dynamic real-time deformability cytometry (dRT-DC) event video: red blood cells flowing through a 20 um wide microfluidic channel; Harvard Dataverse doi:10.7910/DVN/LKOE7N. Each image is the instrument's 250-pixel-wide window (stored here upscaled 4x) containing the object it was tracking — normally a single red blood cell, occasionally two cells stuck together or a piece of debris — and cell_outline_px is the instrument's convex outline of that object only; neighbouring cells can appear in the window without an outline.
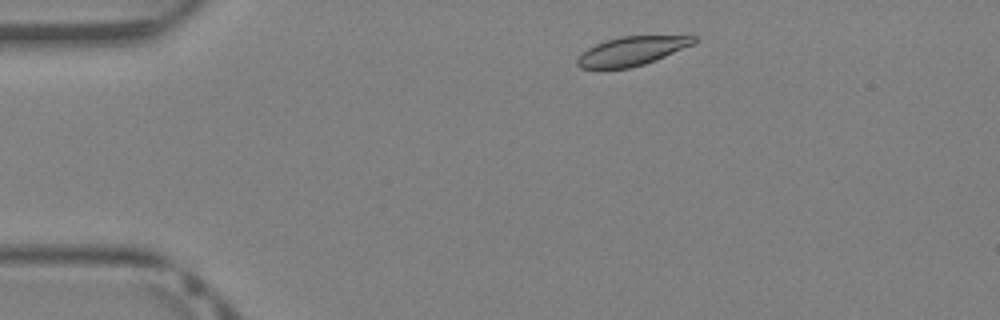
{"species": "Egyptian fruit bat (a non-hibernating species)", "species_latin": "Rousettus aegyptiacus", "temperature_condition": "warm", "stored_images_in_passage": 34, "camera_frame_rate_fps": 3000, "um_per_image_px": 0.085, "animal": {"sex": "female"}, "frame": {"image": 1, "passage_image": 1, "time_ms": 0.0, "image_size_px": [1000, 320], "cell_outline_px": [[696, 44], [656, 60], [644, 64], [628, 68], [600, 72], [580, 68], [576, 64], [576, 60], [588, 48], [596, 44], [620, 36], [696, 36]], "centroid_in_image_um": [53.66, 4.39], "position_along_channel_um": 31.3, "area_um2": 20.17}}
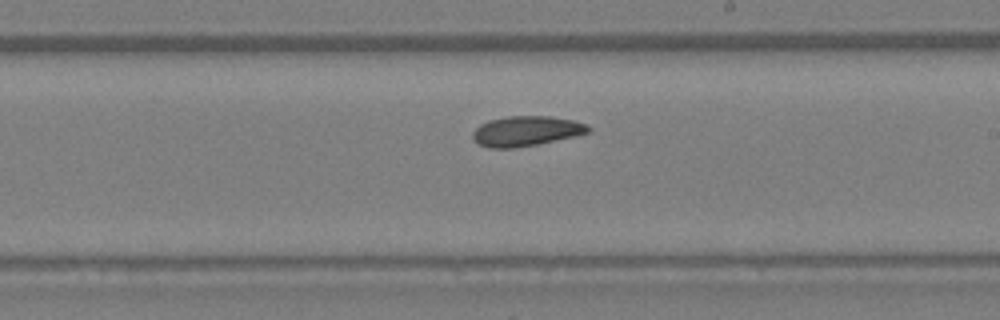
{"frame": {"image": 2, "passage_image": 17, "time_ms": 5.333, "image_size_px": [1000, 320], "cell_outline_px": [[592, 128], [588, 132], [576, 136], [536, 144], [512, 148], [488, 148], [472, 140], [472, 132], [480, 124], [488, 120], [508, 116], [552, 116], [572, 120], [588, 124]], "centroid_in_image_um": [44.71, 11.13], "position_along_channel_um": 244.3, "area_um2": 20.29}}
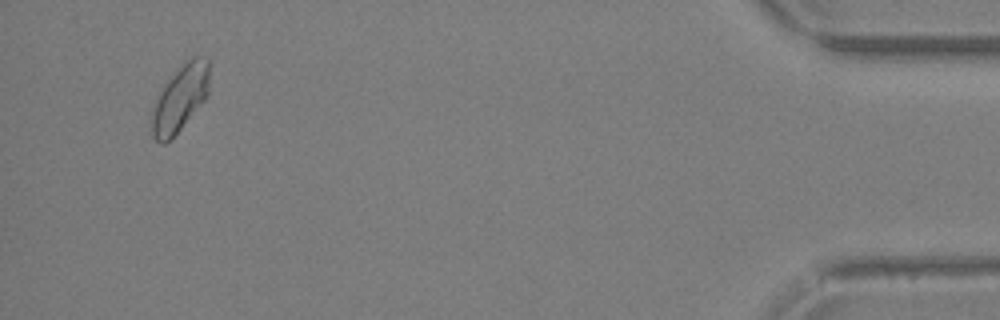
{"frame": {"image": 3, "passage_image": 32, "time_ms": 10.333, "image_size_px": [1000, 320], "cell_outline_px": [[208, 96], [180, 128], [164, 144], [160, 144], [152, 136], [152, 108], [156, 96], [160, 88], [176, 68], [188, 56], [208, 56]], "centroid_in_image_um": [15.29, 8.27], "position_along_channel_um": 419.9, "area_um2": 22.54}}